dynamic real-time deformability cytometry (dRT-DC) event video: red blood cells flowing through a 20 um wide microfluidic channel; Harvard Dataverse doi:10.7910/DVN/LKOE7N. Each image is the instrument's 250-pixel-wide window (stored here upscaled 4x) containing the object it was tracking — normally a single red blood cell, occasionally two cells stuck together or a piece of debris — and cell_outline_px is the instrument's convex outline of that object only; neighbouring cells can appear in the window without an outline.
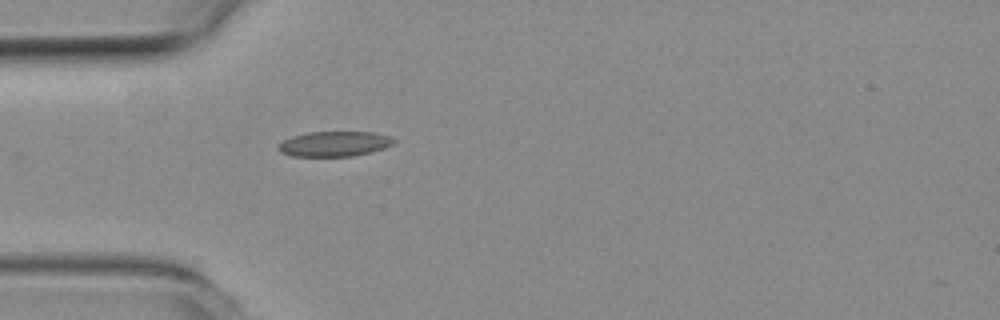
{"species": "common noctule bat (a hibernating species)", "species_latin": "Nyctalus noctula", "temperature_condition": "room temperature", "stored_images_in_passage": 28, "camera_frame_rate_fps": 3000, "um_per_image_px": 0.085, "animal": {"sex": "female", "body_mass_g": 19.3, "forearm_length_mm": 54.1}, "frame": {"image": 1, "passage_image": 1, "time_ms": 0.0, "image_size_px": [1000, 320], "cell_outline_px": [[396, 140], [392, 144], [384, 148], [372, 152], [352, 156], [292, 156], [280, 152], [276, 148], [276, 144], [292, 136], [308, 132], [372, 132], [388, 136]], "centroid_in_image_um": [28.37, 12.23], "position_along_channel_um": 56.6, "area_um2": 16.94}}
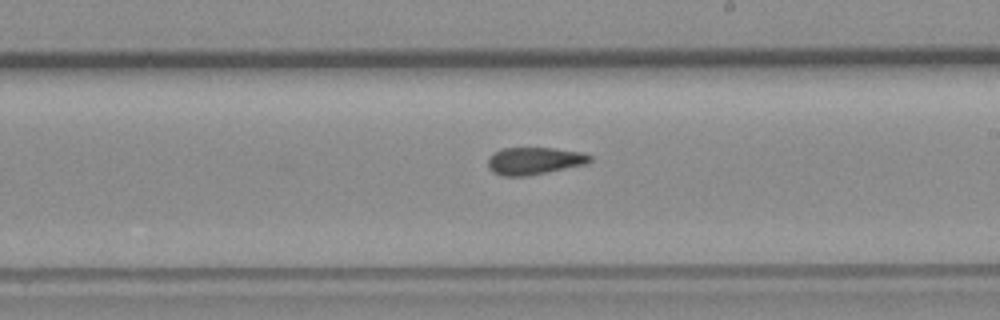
{"frame": {"image": 2, "passage_image": 16, "time_ms": 5.0, "image_size_px": [1000, 320], "cell_outline_px": [[592, 160], [588, 164], [524, 176], [504, 176], [492, 172], [488, 168], [488, 156], [492, 152], [504, 148], [552, 148], [584, 152], [592, 156]], "centroid_in_image_um": [45.41, 13.66], "position_along_channel_um": 243.6, "area_um2": 16.36}}
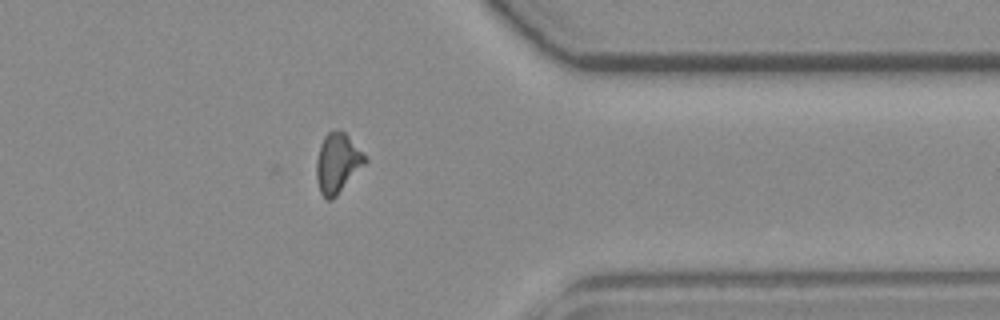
{"frame": {"image": 3, "passage_image": 28, "time_ms": 9.0, "image_size_px": [1000, 320], "cell_outline_px": [[368, 160], [336, 196], [332, 200], [328, 200], [320, 192], [316, 180], [316, 160], [320, 144], [324, 136], [328, 132], [344, 132], [348, 136]], "centroid_in_image_um": [28.65, 13.89], "position_along_channel_um": 382.8, "area_um2": 16.53}, "authors_computed_cell_mechanics": {"area_um2": 16.5597, "velocity_mm_per_s": 3.8125, "shape_relaxation_time_tau1_ms": null, "shape_relaxation_time_tau2_ms": 2.9291, "deformation_change_tau1": null, "deformation_change_tau2": 0.0791}}